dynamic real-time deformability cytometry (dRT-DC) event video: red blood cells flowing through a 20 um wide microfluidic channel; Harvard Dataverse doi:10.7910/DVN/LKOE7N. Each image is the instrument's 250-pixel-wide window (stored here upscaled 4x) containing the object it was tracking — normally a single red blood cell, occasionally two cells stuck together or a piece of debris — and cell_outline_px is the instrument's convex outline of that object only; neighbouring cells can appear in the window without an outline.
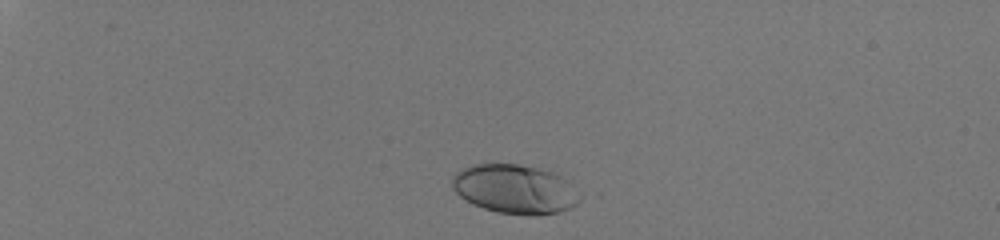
{"species": "human", "species_latin": "Homo sapiens", "temperature_condition": "room temperature", "stored_images_in_passage": 36, "camera_frame_rate_fps": 3000, "um_per_image_px": 0.085, "donor": {"sex": "male"}, "frame": {"image": 1, "passage_image": 2, "time_ms": 0.333, "image_size_px": [1000, 240], "cell_outline_px": [[588, 196], [576, 204], [568, 208], [556, 212], [496, 212], [472, 204], [460, 196], [452, 188], [452, 176], [460, 168], [472, 164], [520, 164], [552, 172], [560, 176]], "centroid_in_image_um": [43.77, 16.03], "position_along_channel_um": 41.2, "area_um2": 36.13}}
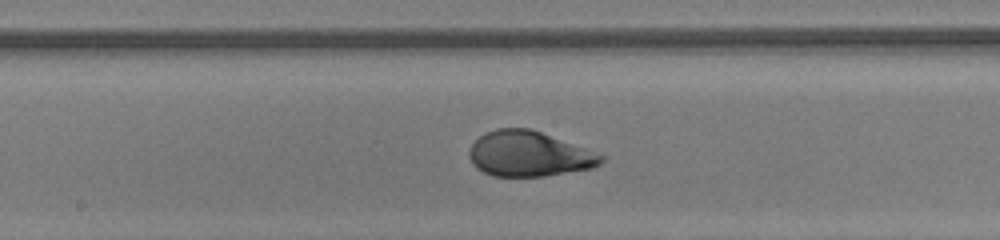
{"frame": {"image": 2, "passage_image": 21, "time_ms": 6.667, "image_size_px": [1000, 240], "cell_outline_px": [[604, 160], [600, 164], [592, 168], [544, 176], [492, 176], [476, 168], [472, 164], [468, 156], [468, 152], [472, 144], [480, 136], [496, 128], [532, 128], [588, 148], [604, 156]], "centroid_in_image_um": [44.97, 13.07], "position_along_channel_um": 203.2, "area_um2": 35.03}}
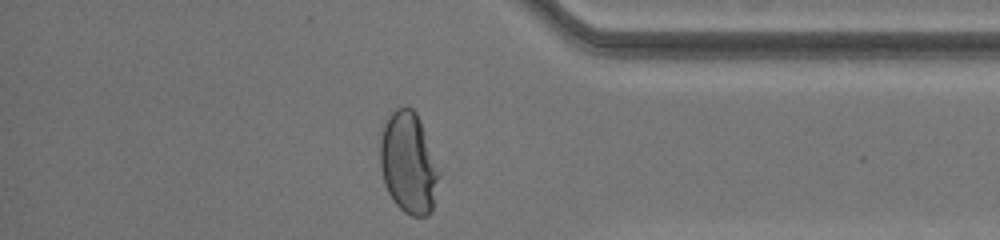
{"frame": {"image": 3, "passage_image": 36, "time_ms": 11.667, "image_size_px": [1000, 240], "cell_outline_px": [[444, 168], [432, 212], [428, 216], [412, 216], [404, 212], [392, 200], [384, 184], [380, 168], [380, 132], [384, 120], [400, 104], [408, 104], [416, 112]], "centroid_in_image_um": [34.79, 13.81], "position_along_channel_um": 400.4, "area_um2": 36.88}, "authors_computed_cell_mechanics": {"area_um2": 35.0268, "velocity_mm_per_s": 4.0738, "shape_relaxation_time_tau1_ms": 5.4189, "shape_relaxation_time_tau2_ms": null, "deformation_change_tau1": 0.2575, "deformation_change_tau2": null}}